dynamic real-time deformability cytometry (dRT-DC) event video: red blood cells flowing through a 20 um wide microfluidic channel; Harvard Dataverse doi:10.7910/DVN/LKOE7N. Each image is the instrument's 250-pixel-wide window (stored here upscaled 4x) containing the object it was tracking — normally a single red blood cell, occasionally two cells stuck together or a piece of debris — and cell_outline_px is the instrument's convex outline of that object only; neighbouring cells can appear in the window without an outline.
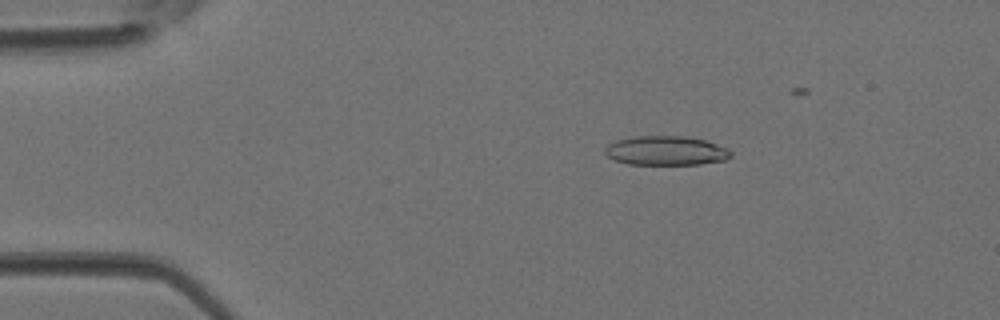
{"species": "Egyptian fruit bat (a non-hibernating species)", "species_latin": "Rousettus aegyptiacus", "temperature_condition": "room temperature", "stored_images_in_passage": 35, "camera_frame_rate_fps": 3000, "um_per_image_px": 0.085, "animal": {"sex": "female"}, "frame": {"image": 1, "passage_image": 8, "time_ms": 2.333, "image_size_px": [1000, 320], "cell_outline_px": [[732, 156], [724, 160], [700, 164], [628, 164], [616, 160], [608, 156], [604, 152], [604, 148], [608, 144], [616, 140], [636, 136], [684, 136], [704, 140], [728, 148], [732, 152]], "centroid_in_image_um": [56.6, 12.8], "position_along_channel_um": 28.4, "area_um2": 21.39}}
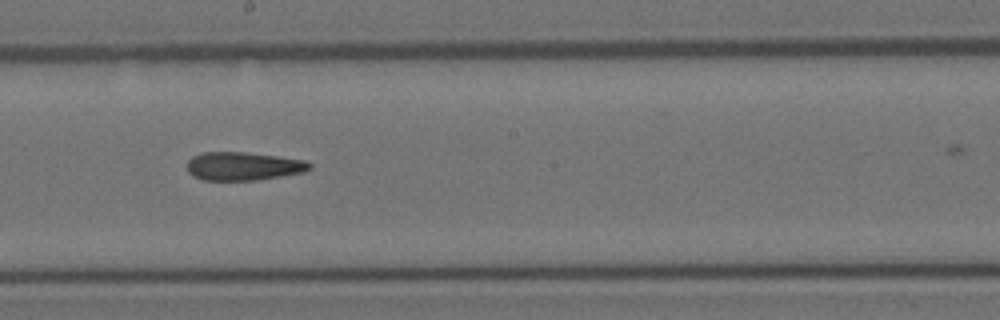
{"frame": {"image": 2, "passage_image": 24, "time_ms": 7.667, "image_size_px": [1000, 320], "cell_outline_px": [[312, 168], [304, 172], [256, 180], [200, 180], [192, 176], [188, 172], [188, 160], [192, 156], [204, 152], [244, 152], [276, 156], [304, 160], [312, 164]], "centroid_in_image_um": [20.66, 14.13], "position_along_channel_um": 227.5, "area_um2": 20.23}}
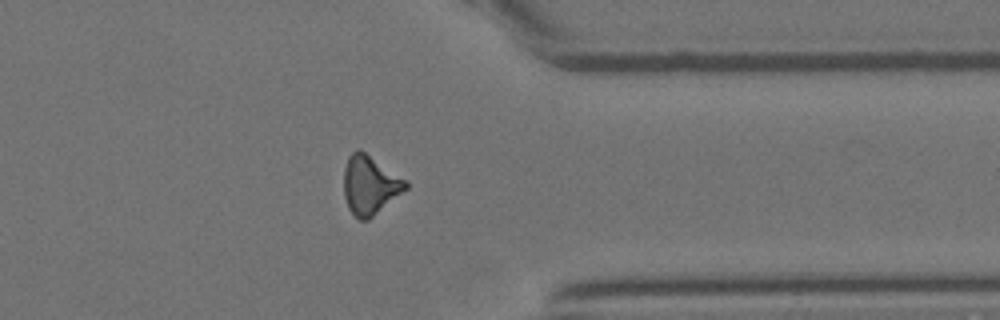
{"frame": {"image": 3, "passage_image": 34, "time_ms": 11.0, "image_size_px": [1000, 320], "cell_outline_px": [[408, 188], [368, 220], [360, 220], [348, 208], [344, 196], [344, 168], [348, 156], [356, 148], [360, 148], [408, 180]], "centroid_in_image_um": [31.45, 15.69], "position_along_channel_um": 380.0, "area_um2": 21.44}}